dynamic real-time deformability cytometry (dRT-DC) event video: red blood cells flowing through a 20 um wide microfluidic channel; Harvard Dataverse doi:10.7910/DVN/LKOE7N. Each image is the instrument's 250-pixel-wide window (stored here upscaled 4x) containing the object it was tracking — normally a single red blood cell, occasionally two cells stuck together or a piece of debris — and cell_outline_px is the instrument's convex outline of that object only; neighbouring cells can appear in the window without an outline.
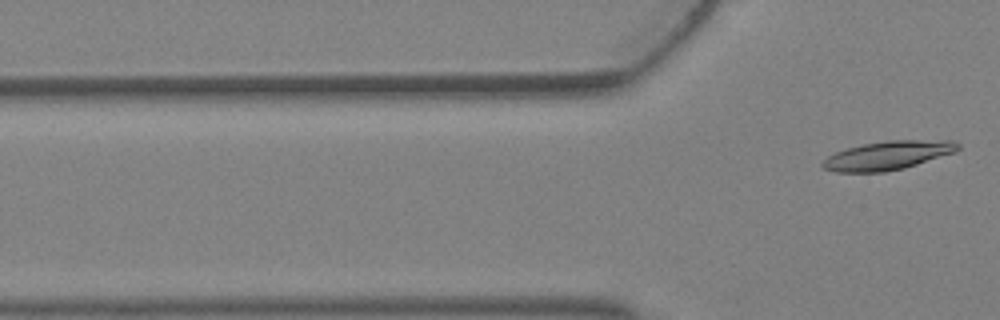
{"species": "Egyptian fruit bat (a non-hibernating species)", "species_latin": "Rousettus aegyptiacus", "temperature_condition": "warm", "stored_images_in_passage": 3, "camera_frame_rate_fps": 3000, "um_per_image_px": 0.085, "animal": {"sex": "female"}, "frame": {"image": 1, "passage_image": 3, "time_ms": 0.667, "image_size_px": [1000, 320], "cell_outline_px": [[960, 148], [956, 152], [904, 168], [884, 172], [836, 172], [824, 168], [820, 164], [828, 156], [836, 152], [848, 148], [864, 144], [888, 140], [952, 140], [960, 144]], "centroid_in_image_um": [75.5, 13.21], "position_along_channel_um": 50.3, "area_um2": 22.6}}